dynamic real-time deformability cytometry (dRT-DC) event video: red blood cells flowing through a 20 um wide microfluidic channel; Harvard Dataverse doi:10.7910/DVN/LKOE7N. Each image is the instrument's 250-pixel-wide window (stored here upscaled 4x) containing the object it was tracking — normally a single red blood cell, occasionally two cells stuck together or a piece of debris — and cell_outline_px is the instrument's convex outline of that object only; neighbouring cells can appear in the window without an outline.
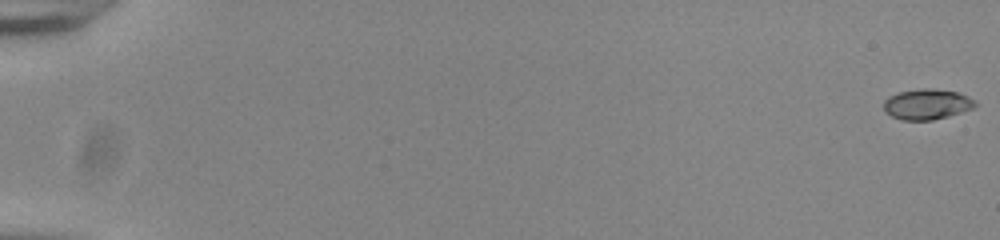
{"species": "common noctule bat (a hibernating species)", "species_latin": "Nyctalus noctula", "temperature_condition": "room temperature", "stored_images_in_passage": 56, "camera_frame_rate_fps": 3000, "um_per_image_px": 0.085, "animal": {"sex": "male", "body_mass_g": 20.0, "forearm_length_mm": 53.3}, "frame": {"image": 1, "passage_image": 1, "time_ms": 0.0, "image_size_px": [1000, 240], "cell_outline_px": [[976, 104], [972, 108], [948, 116], [932, 120], [904, 120], [892, 116], [884, 112], [884, 100], [888, 96], [900, 92], [924, 88], [928, 88], [956, 92], [968, 96], [976, 100]], "centroid_in_image_um": [78.77, 8.86], "position_along_channel_um": 6.2, "area_um2": 16.07}}
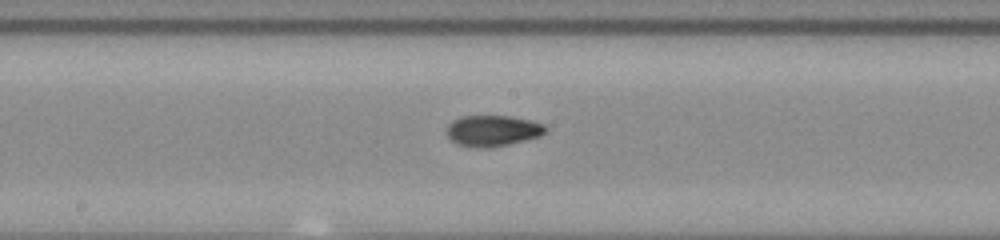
{"frame": {"image": 2, "passage_image": 32, "time_ms": 10.333, "image_size_px": [1000, 240], "cell_outline_px": [[548, 132], [540, 136], [508, 144], [488, 148], [472, 148], [456, 144], [444, 132], [448, 124], [452, 120], [460, 116], [512, 116], [532, 120], [544, 124], [548, 128]], "centroid_in_image_um": [41.87, 11.11], "position_along_channel_um": 206.3, "area_um2": 18.26}}
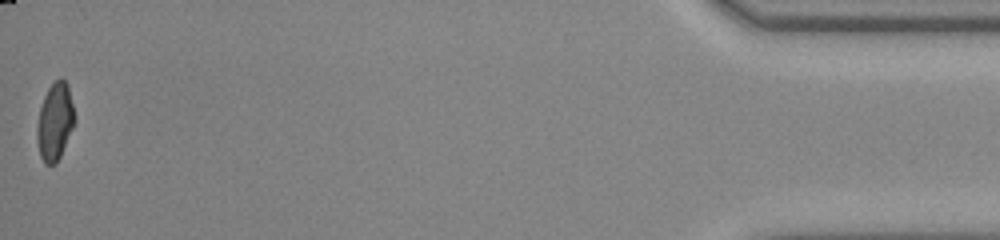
{"frame": {"image": 3, "passage_image": 56, "time_ms": 18.333, "image_size_px": [1000, 240], "cell_outline_px": [[76, 120], [60, 156], [56, 164], [44, 164], [40, 156], [36, 140], [36, 128], [40, 108], [44, 96], [48, 88], [60, 76], [68, 84]], "centroid_in_image_um": [4.66, 10.34], "position_along_channel_um": 430.5, "area_um2": 17.05}, "authors_computed_cell_mechanics": {"area_um2": 17.1666, "velocity_mm_per_s": 3.848, "shape_relaxation_time_tau1_ms": 3.8614, "shape_relaxation_time_tau2_ms": 1.7608, "deformation_change_tau1": 0.1742, "deformation_change_tau2": 0.0642}}